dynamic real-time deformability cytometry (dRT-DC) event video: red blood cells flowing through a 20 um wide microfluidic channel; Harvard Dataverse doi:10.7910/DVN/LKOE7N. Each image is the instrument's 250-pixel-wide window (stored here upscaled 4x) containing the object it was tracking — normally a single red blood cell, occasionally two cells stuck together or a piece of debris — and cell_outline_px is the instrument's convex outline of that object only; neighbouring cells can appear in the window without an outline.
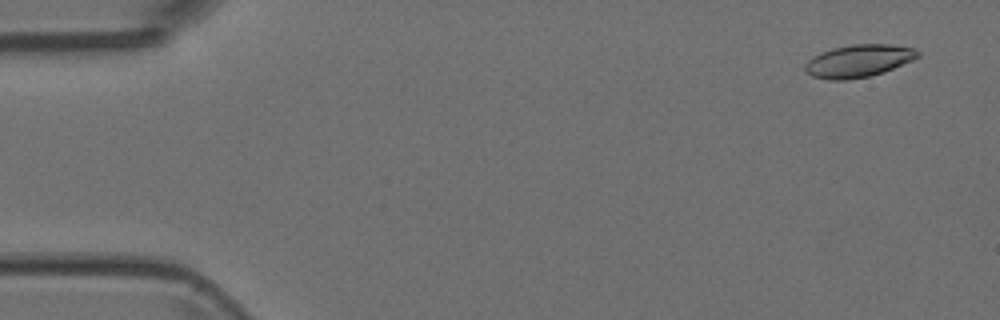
{"species": "Egyptian fruit bat (a non-hibernating species)", "species_latin": "Rousettus aegyptiacus", "temperature_condition": "room temperature", "stored_images_in_passage": 5, "camera_frame_rate_fps": 3000, "um_per_image_px": 0.085, "animal": {"sex": "female"}, "frame": {"image": 1, "passage_image": 1, "time_ms": 0.0, "image_size_px": [1000, 320], "cell_outline_px": [[920, 56], [912, 60], [884, 72], [868, 76], [848, 80], [828, 80], [812, 76], [804, 68], [804, 64], [812, 56], [820, 52], [832, 48], [852, 44], [892, 44], [912, 48], [920, 52]], "centroid_in_image_um": [72.95, 5.17], "position_along_channel_um": 12.0, "area_um2": 21.44}}
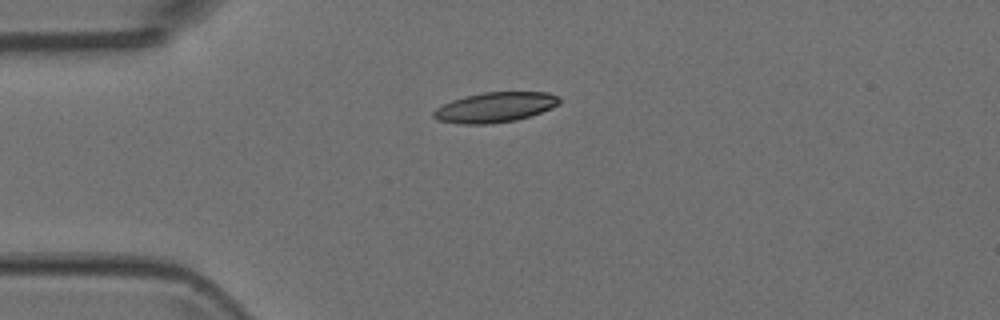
{"frame": {"image": 2, "passage_image": 4, "time_ms": 1.0, "image_size_px": [1000, 320], "cell_outline_px": [[560, 104], [552, 108], [516, 120], [488, 124], [460, 124], [436, 120], [432, 116], [432, 112], [436, 108], [452, 100], [484, 92], [548, 92], [560, 96]], "centroid_in_image_um": [42.08, 9.12], "position_along_channel_um": 42.9, "area_um2": 22.02}}